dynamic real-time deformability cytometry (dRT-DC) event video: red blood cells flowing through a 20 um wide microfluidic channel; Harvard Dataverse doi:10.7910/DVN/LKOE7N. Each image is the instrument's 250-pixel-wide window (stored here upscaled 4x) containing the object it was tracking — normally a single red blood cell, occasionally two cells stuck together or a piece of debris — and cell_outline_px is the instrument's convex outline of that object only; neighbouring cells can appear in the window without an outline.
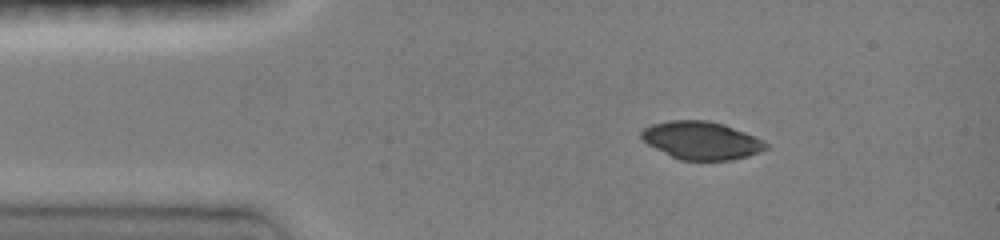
{"species": "common noctule bat (a hibernating species)", "species_latin": "Nyctalus noctula", "temperature_condition": "room temperature", "stored_images_in_passage": 64, "camera_frame_rate_fps": 3000, "um_per_image_px": 0.085, "animal": {"sex": "female", "body_mass_g": 19.0, "forearm_length_mm": 51.5}, "frame": {"image": 1, "passage_image": 6, "time_ms": 1.667, "image_size_px": [1000, 240], "cell_outline_px": [[768, 148], [760, 152], [748, 156], [732, 160], [680, 160], [648, 144], [640, 136], [640, 132], [644, 128], [652, 124], [668, 120], [708, 120], [724, 124], [744, 132], [768, 144]], "centroid_in_image_um": [59.61, 11.93], "position_along_channel_um": 25.4, "area_um2": 27.28}}
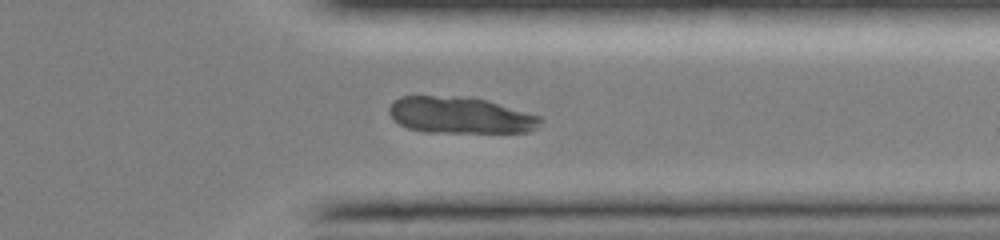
{"frame": {"image": 2, "passage_image": 47, "time_ms": 11.333, "image_size_px": [1000, 240], "cell_outline_px": [[544, 120], [536, 128], [528, 132], [424, 132], [408, 128], [392, 120], [388, 112], [388, 108], [400, 96], [468, 96], [488, 100], [540, 116]], "centroid_in_image_um": [39.11, 9.79], "position_along_channel_um": 372.3, "area_um2": 32.43}}
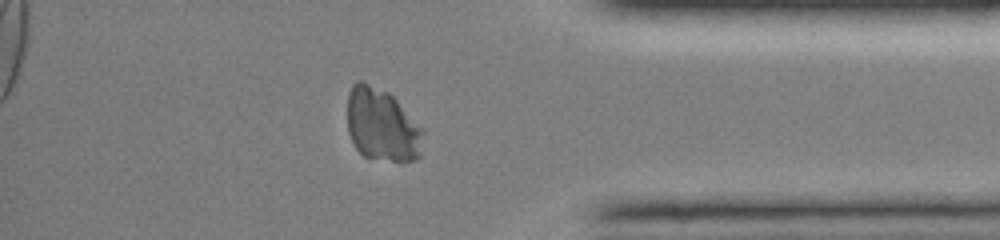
{"frame": {"image": 3, "passage_image": 52, "time_ms": 12.333, "image_size_px": [1000, 240], "cell_outline_px": [[424, 132], [420, 156], [416, 160], [392, 160], [364, 156], [356, 148], [348, 132], [348, 92], [352, 84], [356, 80], [360, 80], [388, 92], [396, 100]], "centroid_in_image_um": [32.44, 10.61], "position_along_channel_um": 402.8, "area_um2": 31.67}}